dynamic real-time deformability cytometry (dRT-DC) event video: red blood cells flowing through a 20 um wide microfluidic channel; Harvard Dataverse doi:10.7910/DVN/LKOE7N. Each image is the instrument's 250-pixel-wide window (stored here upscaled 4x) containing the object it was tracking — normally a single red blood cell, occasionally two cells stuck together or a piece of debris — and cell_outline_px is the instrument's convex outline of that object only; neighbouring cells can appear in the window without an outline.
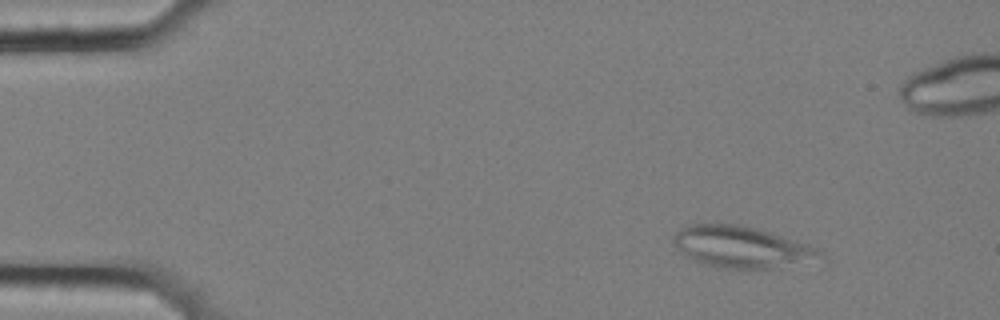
{"species": "common noctule bat (a hibernating species)", "species_latin": "Nyctalus noctula", "temperature_condition": "cold", "stored_images_in_passage": 53, "segment_of_instrument_passage": [1, 2], "camera_frame_rate_fps": 3000, "um_per_image_px": 0.085, "animal": {"sex": "female", "body_mass_g": 25.1}, "frame": {"image": 1, "passage_image": 1, "time_ms": 0.0, "image_size_px": [1000, 320], "cell_outline_px": [[828, 260], [824, 268], [716, 268], [696, 260], [688, 256], [672, 240], [676, 232], [684, 224], [736, 224], [756, 228], [796, 240], [820, 248]], "centroid_in_image_um": [63.38, 21.06], "position_along_channel_um": 21.6, "area_um2": 37.05}}